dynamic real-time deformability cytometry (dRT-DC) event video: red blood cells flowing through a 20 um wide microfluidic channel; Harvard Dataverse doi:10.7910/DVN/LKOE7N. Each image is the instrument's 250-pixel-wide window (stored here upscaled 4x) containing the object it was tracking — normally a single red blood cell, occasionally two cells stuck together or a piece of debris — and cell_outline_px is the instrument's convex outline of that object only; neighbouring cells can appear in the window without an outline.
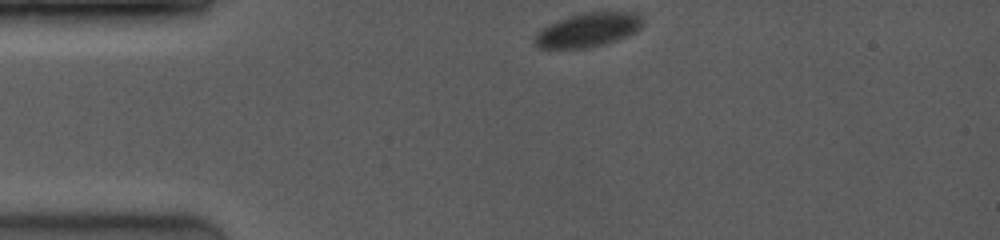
{"species": "common noctule bat (a hibernating species)", "species_latin": "Nyctalus noctula", "temperature_condition": "room temperature", "stored_images_in_passage": 34, "camera_frame_rate_fps": 4000, "um_per_image_px": 0.085, "animal": {"sex": "female", "body_mass_g": 19.0, "forearm_length_mm": 53.3}, "frame": {"image": 1, "passage_image": 1, "time_ms": 0.0, "image_size_px": [1000, 240], "cell_outline_px": [[644, 24], [636, 32], [628, 36], [604, 44], [584, 48], [536, 48], [536, 32], [548, 24], [584, 12], [636, 12], [644, 20]], "centroid_in_image_um": [50.03, 2.54], "position_along_channel_um": 35.0, "area_um2": 21.27}}
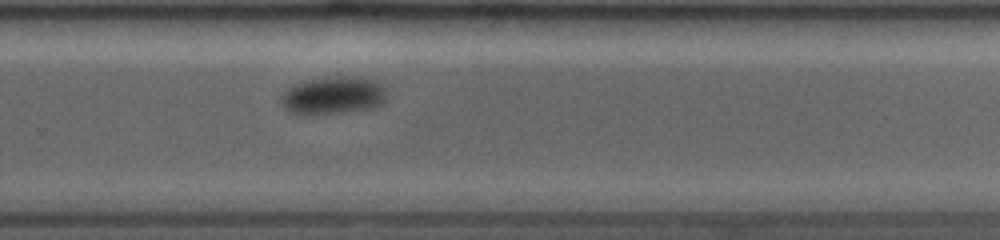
{"frame": {"image": 2, "passage_image": 21, "time_ms": 5.0, "image_size_px": [1000, 240], "cell_outline_px": [[388, 96], [384, 104], [376, 108], [348, 112], [316, 116], [300, 116], [288, 112], [284, 108], [280, 100], [280, 96], [288, 88], [312, 80], [372, 80], [384, 84], [388, 92]], "centroid_in_image_um": [28.34, 8.25], "position_along_channel_um": 301.5, "area_um2": 22.89}}
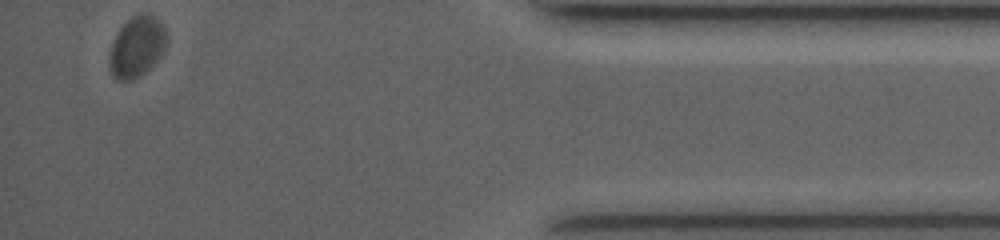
{"frame": {"image": 3, "passage_image": 34, "time_ms": 8.25, "image_size_px": [1000, 240], "cell_outline_px": [[168, 44], [160, 56], [140, 76], [132, 80], [120, 80], [112, 76], [112, 44], [120, 28], [132, 16], [148, 12], [164, 28], [168, 36]], "centroid_in_image_um": [11.69, 3.95], "position_along_channel_um": 423.5, "area_um2": 19.54}}